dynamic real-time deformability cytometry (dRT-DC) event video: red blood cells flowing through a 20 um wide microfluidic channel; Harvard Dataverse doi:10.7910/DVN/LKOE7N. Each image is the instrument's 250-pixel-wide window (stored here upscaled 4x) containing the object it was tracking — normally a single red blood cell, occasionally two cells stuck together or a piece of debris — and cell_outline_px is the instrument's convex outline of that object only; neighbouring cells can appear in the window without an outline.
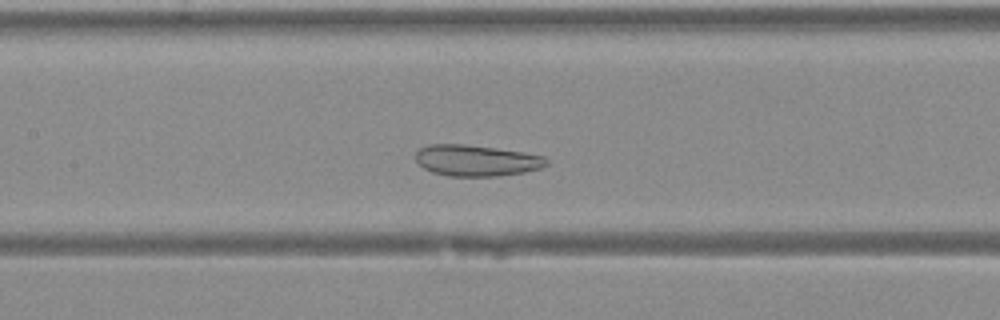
{"species": "Egyptian fruit bat (a non-hibernating species)", "species_latin": "Rousettus aegyptiacus", "temperature_condition": "warm", "stored_images_in_passage": 35, "camera_frame_rate_fps": 3000, "um_per_image_px": 0.085, "animal": {"sex": "female"}, "frame": {"image": 1, "passage_image": 15, "time_ms": 4.667, "image_size_px": [1000, 320], "cell_outline_px": [[548, 164], [540, 168], [524, 172], [500, 176], [448, 176], [432, 172], [424, 168], [416, 160], [416, 152], [420, 148], [428, 144], [464, 144], [496, 148], [524, 152], [544, 156], [548, 160]], "centroid_in_image_um": [40.5, 13.64], "position_along_channel_um": 166.9, "area_um2": 23.81}}
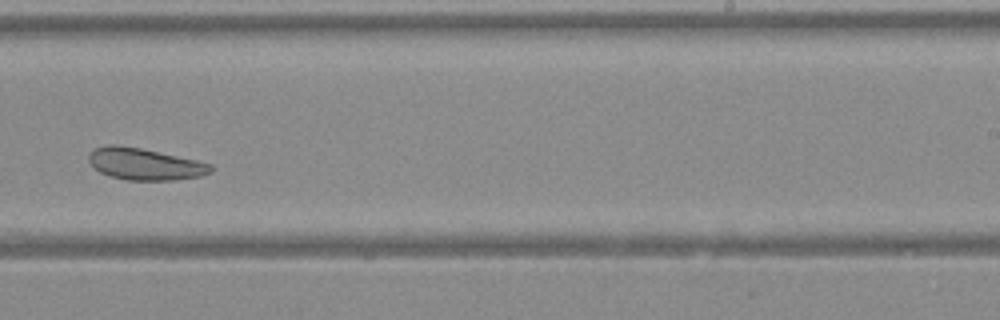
{"frame": {"image": 2, "passage_image": 22, "time_ms": 7.0, "image_size_px": [1000, 320], "cell_outline_px": [[216, 168], [212, 172], [200, 176], [172, 180], [128, 180], [108, 176], [100, 172], [88, 160], [88, 156], [96, 148], [108, 144], [116, 144], [140, 148], [196, 160], [212, 164]], "centroid_in_image_um": [12.34, 13.95], "position_along_channel_um": 276.7, "area_um2": 22.48}}
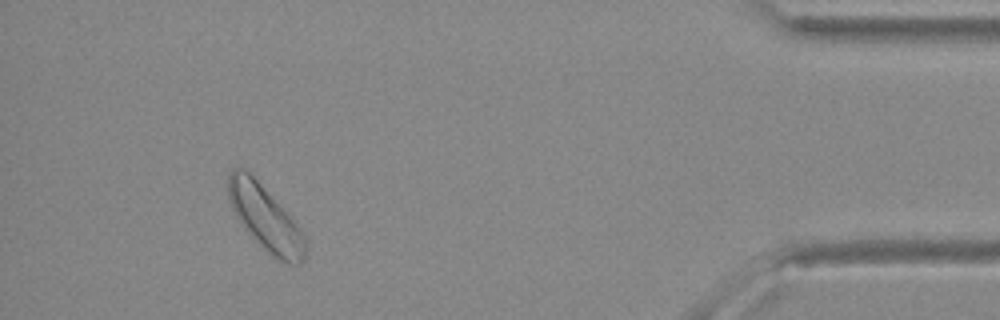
{"frame": {"image": 3, "passage_image": 34, "time_ms": 11.0, "image_size_px": [1000, 320], "cell_outline_px": [[304, 260], [300, 264], [288, 264], [272, 256], [244, 228], [236, 216], [228, 200], [228, 172], [232, 168], [244, 168], [260, 184], [296, 224], [304, 236]], "centroid_in_image_um": [22.5, 18.53], "position_along_channel_um": 412.7, "area_um2": 28.15}}